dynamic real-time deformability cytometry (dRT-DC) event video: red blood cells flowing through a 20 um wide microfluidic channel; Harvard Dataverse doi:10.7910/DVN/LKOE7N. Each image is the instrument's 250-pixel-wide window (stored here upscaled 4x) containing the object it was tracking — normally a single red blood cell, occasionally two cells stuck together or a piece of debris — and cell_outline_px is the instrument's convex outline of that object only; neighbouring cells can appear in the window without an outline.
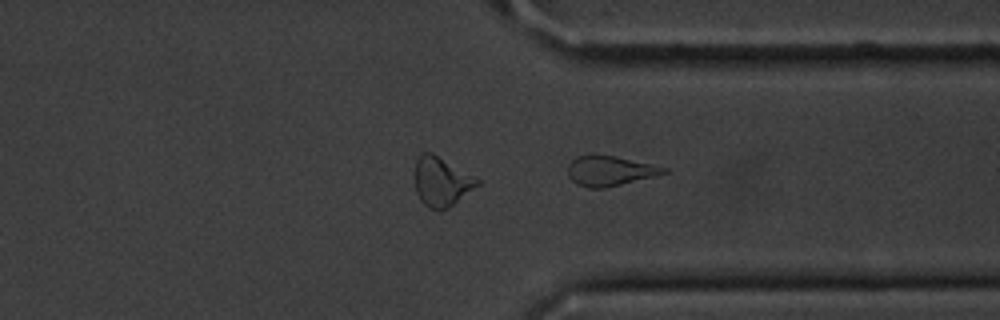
{"species": "common noctule bat (a hibernating species)", "species_latin": "Nyctalus noctula", "temperature_condition": "cold", "stored_images_in_passage": 36, "camera_frame_rate_fps": 3000, "um_per_image_px": 0.085, "animal": {"sex": "male", "body_mass_g": 20.1, "forearm_length_mm": 53.5}, "frame": {"image": 1, "passage_image": 36, "time_ms": 11.667, "image_size_px": [1000, 320], "cell_outline_px": [[668, 172], [604, 188], [588, 188], [576, 184], [568, 176], [568, 164], [576, 156], [612, 156], [668, 168]], "centroid_in_image_um": [51.78, 14.54], "position_along_channel_um": 359.6, "area_um2": 16.13}}